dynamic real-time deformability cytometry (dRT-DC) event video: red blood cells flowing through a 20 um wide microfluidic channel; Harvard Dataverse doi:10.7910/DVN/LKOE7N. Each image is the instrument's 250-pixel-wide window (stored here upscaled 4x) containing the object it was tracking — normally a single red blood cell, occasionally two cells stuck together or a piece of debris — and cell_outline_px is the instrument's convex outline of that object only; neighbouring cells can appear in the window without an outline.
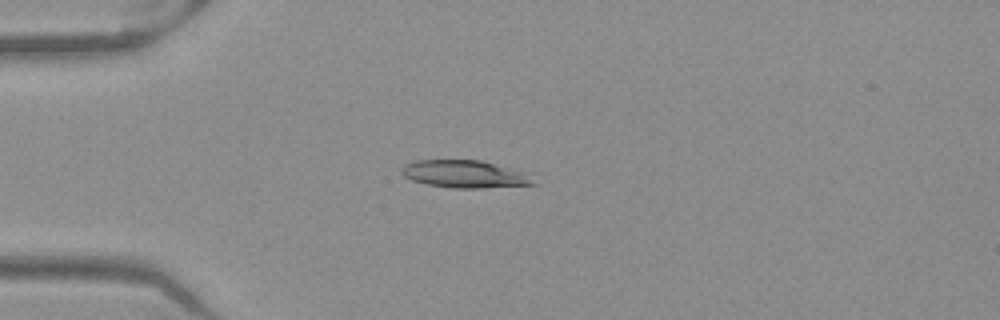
{"species": "Egyptian fruit bat (a non-hibernating species)", "species_latin": "Rousettus aegyptiacus", "temperature_condition": "warm", "stored_images_in_passage": 38, "camera_frame_rate_fps": 3000, "um_per_image_px": 0.085, "frame": {"image": 1, "passage_image": 1, "time_ms": 0.0, "image_size_px": [1000, 320], "cell_outline_px": [[536, 184], [480, 188], [452, 188], [428, 184], [412, 180], [404, 176], [400, 172], [400, 168], [404, 164], [416, 160], [480, 160], [524, 172]], "centroid_in_image_um": [39.42, 14.79], "position_along_channel_um": 45.6, "area_um2": 20.87}}
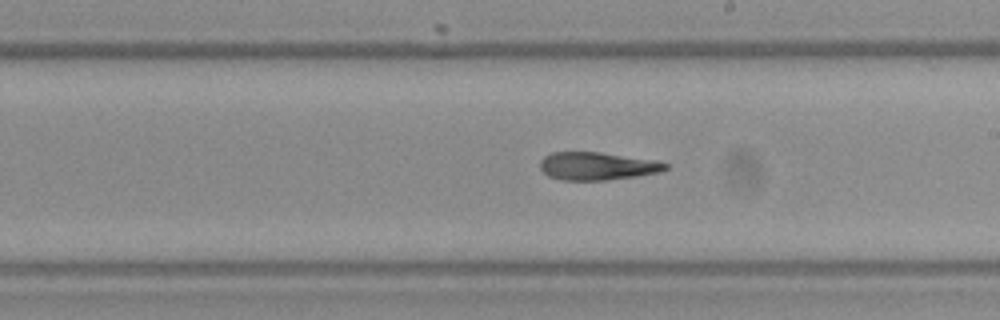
{"frame": {"image": 2, "passage_image": 17, "time_ms": 5.333, "image_size_px": [1000, 320], "cell_outline_px": [[668, 168], [660, 172], [636, 176], [608, 180], [560, 180], [548, 176], [540, 168], [540, 160], [544, 156], [552, 152], [600, 152], [656, 160], [668, 164]], "centroid_in_image_um": [50.75, 14.11], "position_along_channel_um": 238.2, "area_um2": 20.46}}
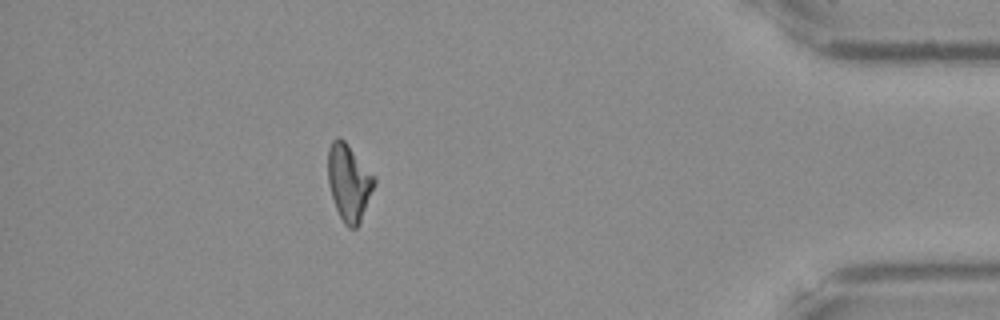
{"frame": {"image": 3, "passage_image": 33, "time_ms": 10.667, "image_size_px": [1000, 320], "cell_outline_px": [[376, 184], [360, 224], [356, 228], [348, 228], [344, 224], [336, 208], [328, 184], [328, 148], [332, 140], [336, 136], [344, 140], [348, 144], [376, 176]], "centroid_in_image_um": [29.68, 15.5], "position_along_channel_um": 405.5, "area_um2": 21.04}, "authors_computed_cell_mechanics": {"area_um2": 20.8658, "velocity_mm_per_s": 4.0034, "shape_relaxation_time_tau1_ms": null, "shape_relaxation_time_tau2_ms": 7.344, "deformation_change_tau1": null, "deformation_change_tau2": 0.1983}}